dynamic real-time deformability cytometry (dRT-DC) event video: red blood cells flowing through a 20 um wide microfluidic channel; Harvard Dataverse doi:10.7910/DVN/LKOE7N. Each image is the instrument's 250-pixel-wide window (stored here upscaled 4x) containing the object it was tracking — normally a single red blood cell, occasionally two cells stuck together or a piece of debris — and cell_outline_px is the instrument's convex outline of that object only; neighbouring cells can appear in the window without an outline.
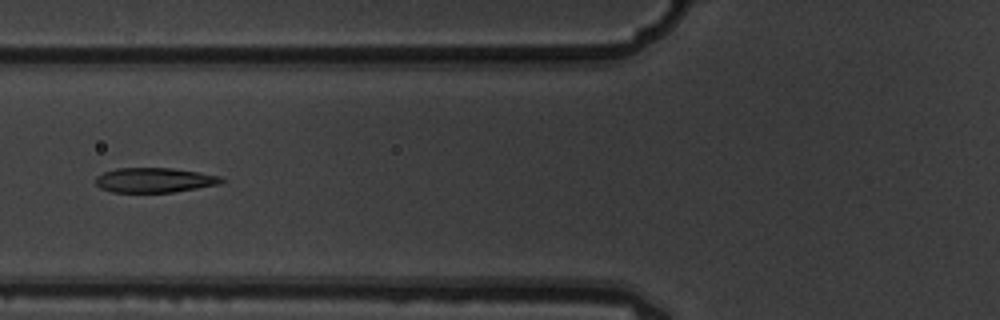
{"species": "common noctule bat (a hibernating species)", "species_latin": "Nyctalus noctula", "temperature_condition": "warm", "stored_images_in_passage": 7, "camera_frame_rate_fps": 3000, "um_per_image_px": 0.085, "animal": {"sex": "male", "body_mass_g": 19.5, "forearm_length_mm": 54.6}, "frame": {"image": 1, "passage_image": 5, "time_ms": 1.333, "image_size_px": [1000, 320], "cell_outline_px": [[224, 180], [220, 184], [172, 192], [112, 192], [100, 188], [96, 184], [96, 176], [104, 172], [116, 168], [172, 168], [200, 172], [220, 176]], "centroid_in_image_um": [13.12, 15.3], "position_along_channel_um": 112.7, "area_um2": 18.09}}
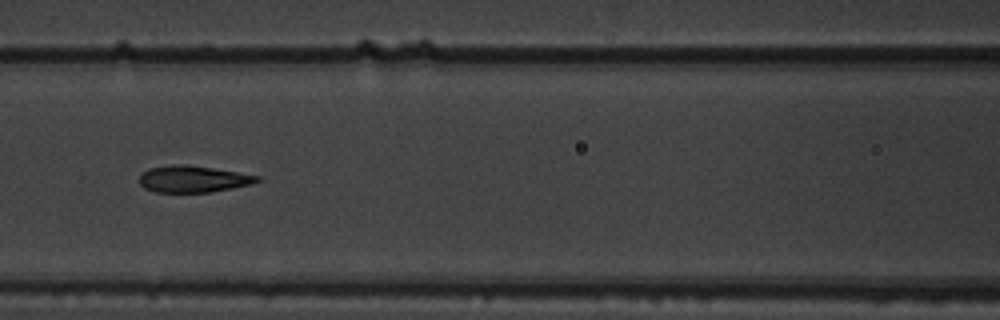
{"frame": {"image": 2, "passage_image": 6, "time_ms": 1.667, "image_size_px": [1000, 320], "cell_outline_px": [[260, 180], [252, 184], [212, 192], [156, 192], [144, 188], [140, 184], [140, 176], [148, 168], [172, 164], [188, 164], [260, 176]], "centroid_in_image_um": [16.4, 15.21], "position_along_channel_um": 150.2, "area_um2": 18.26}}
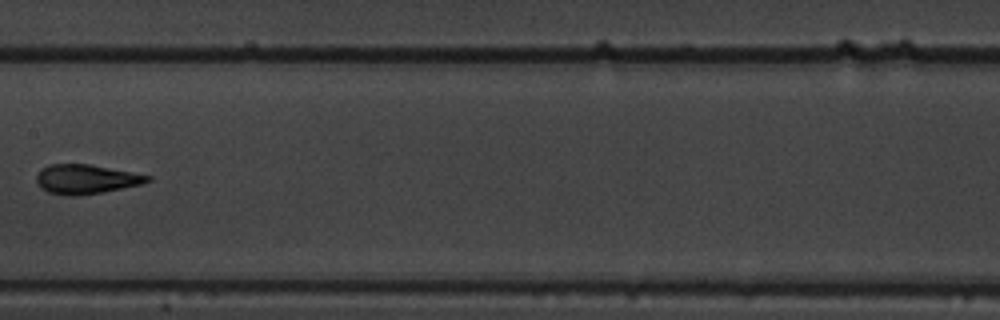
{"frame": {"image": 3, "passage_image": 7, "time_ms": 2.0, "image_size_px": [1000, 320], "cell_outline_px": [[152, 180], [140, 184], [80, 196], [68, 196], [48, 192], [40, 188], [36, 180], [36, 176], [40, 168], [48, 164], [88, 164], [152, 176]], "centroid_in_image_um": [7.25, 15.23], "position_along_channel_um": 200.2, "area_um2": 18.9}}